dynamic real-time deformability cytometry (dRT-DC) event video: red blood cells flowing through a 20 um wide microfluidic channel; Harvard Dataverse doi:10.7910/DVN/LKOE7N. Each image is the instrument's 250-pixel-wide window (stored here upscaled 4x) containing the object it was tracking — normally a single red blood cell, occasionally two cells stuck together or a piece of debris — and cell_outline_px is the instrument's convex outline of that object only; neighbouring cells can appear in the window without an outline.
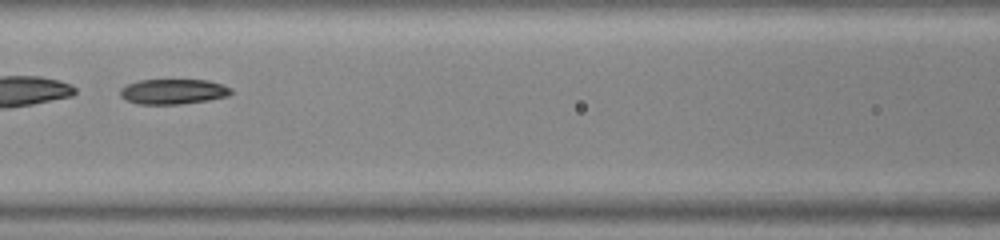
{"species": "common noctule bat (a hibernating species)", "species_latin": "Nyctalus noctula", "temperature_condition": "warm", "stored_images_in_passage": 48, "segment_of_instrument_passage": [2, 2], "camera_frame_rate_fps": 3000, "um_per_image_px": 0.085, "animal": {"sex": "female", "body_mass_g": 23.0, "forearm_length_mm": 53.4}, "frame": {"image": 1, "passage_image": 19, "time_ms": 6.0, "image_size_px": [1000, 240], "cell_outline_px": [[232, 92], [228, 96], [208, 100], [180, 104], [140, 104], [124, 100], [120, 96], [120, 88], [128, 84], [140, 80], [208, 80], [224, 84], [232, 88]], "centroid_in_image_um": [14.73, 7.78], "position_along_channel_um": 151.9, "area_um2": 16.36}}
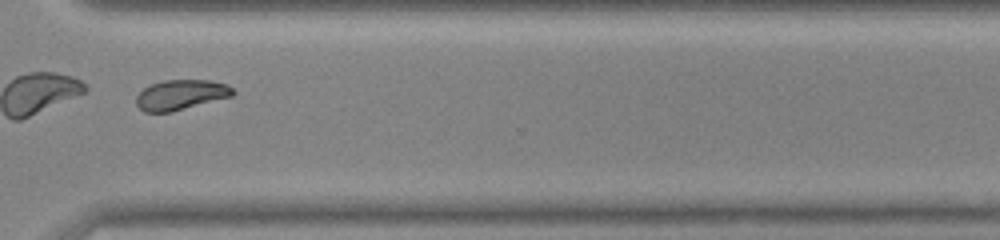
{"frame": {"image": 2, "passage_image": 35, "time_ms": 11.333, "image_size_px": [1000, 240], "cell_outline_px": [[236, 92], [232, 96], [172, 112], [144, 112], [136, 104], [136, 96], [144, 88], [152, 84], [164, 80], [208, 80], [228, 84]], "centroid_in_image_um": [15.38, 8.06], "position_along_channel_um": 355.2, "area_um2": 16.94}}